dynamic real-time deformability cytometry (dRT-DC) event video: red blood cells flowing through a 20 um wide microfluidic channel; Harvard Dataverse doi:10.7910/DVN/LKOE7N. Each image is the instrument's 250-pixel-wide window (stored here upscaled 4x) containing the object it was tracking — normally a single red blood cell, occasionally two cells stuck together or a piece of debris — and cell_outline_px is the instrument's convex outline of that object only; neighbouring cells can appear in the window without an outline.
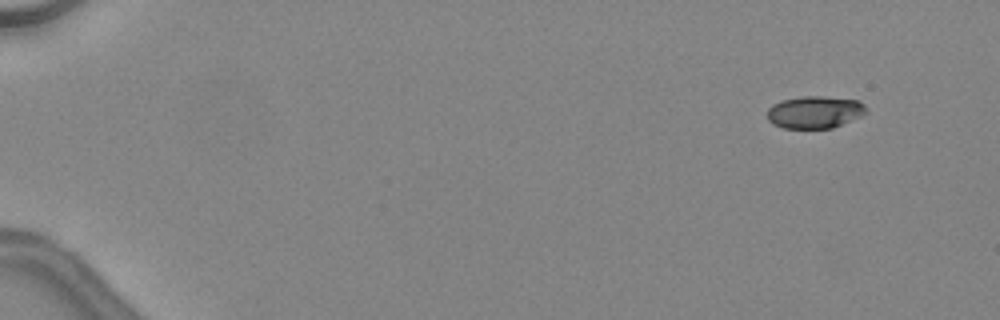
{"species": "common noctule bat (a hibernating species)", "species_latin": "Nyctalus noctula", "temperature_condition": "warm", "stored_images_in_passage": 23, "camera_frame_rate_fps": 3000, "um_per_image_px": 0.085, "animal": {"sex": "female", "body_mass_g": 24.6, "forearm_length_mm": 56.2}, "frame": {"image": 1, "passage_image": 1, "time_ms": 0.0, "image_size_px": [1000, 320], "cell_outline_px": [[868, 112], [860, 116], [832, 128], [784, 128], [772, 124], [768, 120], [768, 108], [772, 104], [780, 100], [804, 96], [824, 96], [856, 100], [864, 104], [868, 108]], "centroid_in_image_um": [69.24, 9.52], "position_along_channel_um": 15.8, "area_um2": 18.67}}
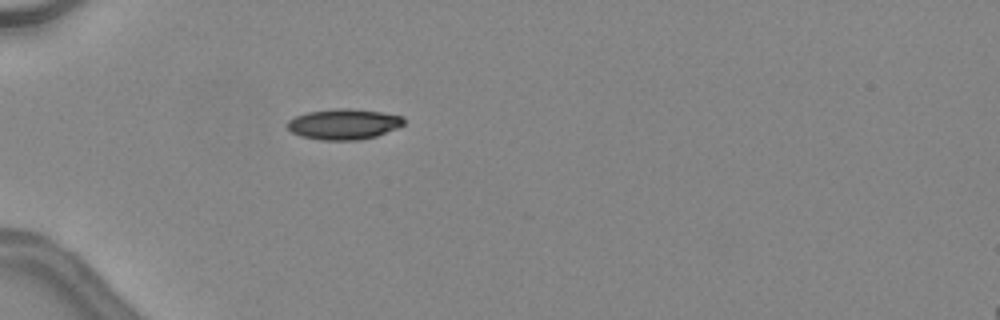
{"frame": {"image": 2, "passage_image": 13, "time_ms": 4.0, "image_size_px": [1000, 320], "cell_outline_px": [[404, 124], [396, 128], [376, 136], [360, 140], [320, 140], [300, 136], [292, 132], [288, 128], [288, 120], [296, 116], [308, 112], [336, 108], [348, 108], [380, 112], [404, 116]], "centroid_in_image_um": [29.22, 10.55], "position_along_channel_um": 55.8, "area_um2": 20.69}}